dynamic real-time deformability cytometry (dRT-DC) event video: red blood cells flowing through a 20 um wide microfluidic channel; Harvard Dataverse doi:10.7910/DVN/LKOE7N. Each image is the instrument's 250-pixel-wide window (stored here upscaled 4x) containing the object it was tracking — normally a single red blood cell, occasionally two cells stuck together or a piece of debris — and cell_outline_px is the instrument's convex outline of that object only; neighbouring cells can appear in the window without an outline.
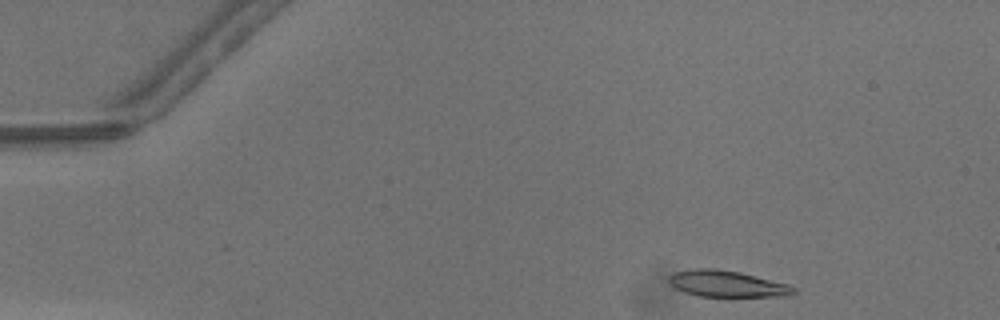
{"species": "common noctule bat (a hibernating species)", "species_latin": "Nyctalus noctula", "temperature_condition": "warm", "stored_images_in_passage": 32, "camera_frame_rate_fps": 3000, "um_per_image_px": 0.085, "animal": {"sex": "male", "body_mass_g": 13.3}, "frame": {"image": 1, "passage_image": 1, "time_ms": 0.0, "image_size_px": [1000, 320], "cell_outline_px": [[796, 292], [792, 296], [696, 296], [684, 292], [676, 288], [668, 280], [668, 276], [672, 272], [692, 268], [716, 268], [740, 272], [788, 284], [796, 288]], "centroid_in_image_um": [61.78, 24.11], "position_along_channel_um": 23.2, "area_um2": 19.31}}
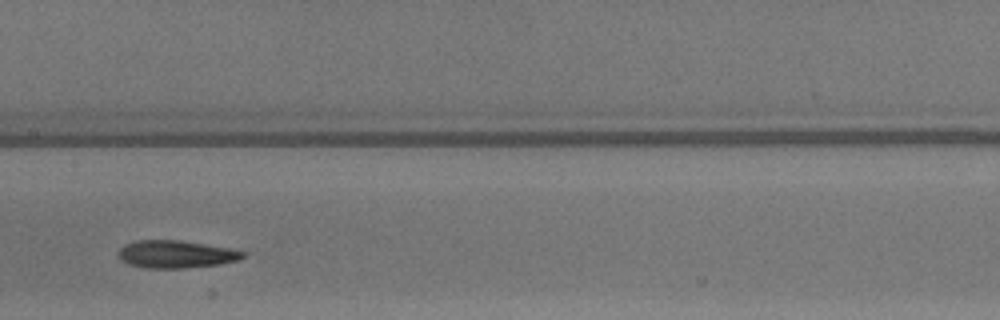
{"frame": {"image": 2, "passage_image": 19, "time_ms": 6.0, "image_size_px": [1000, 320], "cell_outline_px": [[248, 256], [240, 260], [220, 264], [184, 268], [144, 268], [128, 264], [120, 260], [116, 256], [116, 252], [124, 244], [136, 240], [180, 240], [228, 248], [244, 252]], "centroid_in_image_um": [14.91, 21.61], "position_along_channel_um": 192.5, "area_um2": 20.29}}
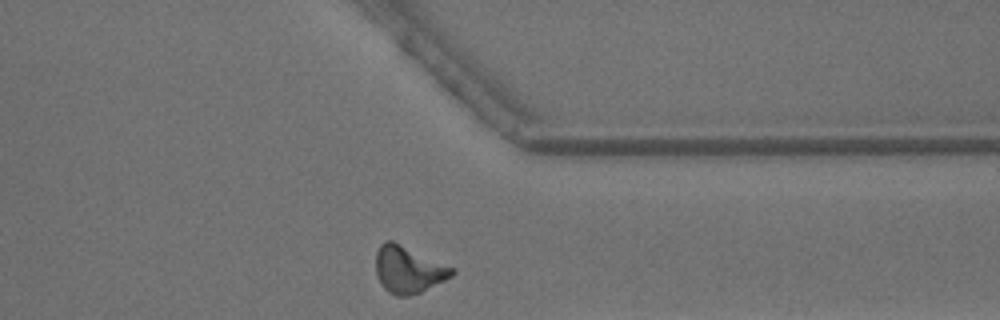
{"frame": {"image": 3, "passage_image": 32, "time_ms": 10.333, "image_size_px": [1000, 320], "cell_outline_px": [[456, 272], [452, 276], [420, 292], [408, 296], [396, 296], [388, 292], [380, 284], [376, 272], [376, 252], [380, 244], [384, 240], [392, 240], [456, 268]], "centroid_in_image_um": [34.7, 22.9], "position_along_channel_um": 376.7, "area_um2": 20.92}, "authors_computed_cell_mechanics": {"area_um2": 19.7965, "velocity_mm_per_s": 4.3487, "shape_relaxation_time_tau1_ms": 8.7872, "shape_relaxation_time_tau2_ms": 2.8587, "deformation_change_tau1": 0.2629, "deformation_change_tau2": 0.1213}}